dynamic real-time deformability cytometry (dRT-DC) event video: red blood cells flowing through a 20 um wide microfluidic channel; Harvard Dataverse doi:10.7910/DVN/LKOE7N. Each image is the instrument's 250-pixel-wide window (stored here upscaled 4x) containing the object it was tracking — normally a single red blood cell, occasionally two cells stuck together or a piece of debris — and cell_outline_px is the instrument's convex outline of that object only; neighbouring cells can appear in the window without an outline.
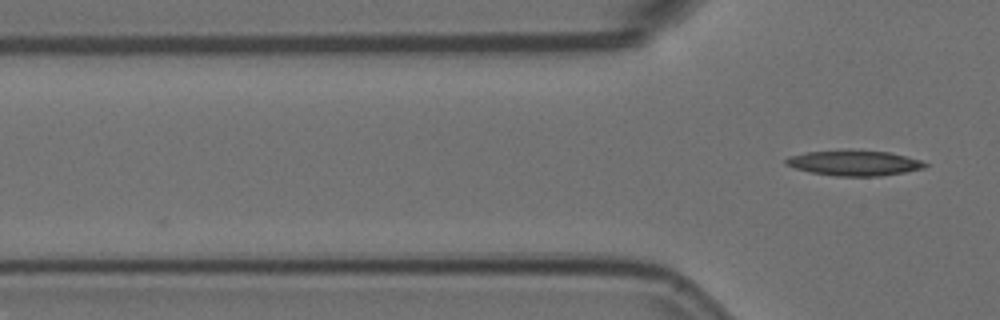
{"species": "Egyptian fruit bat (a non-hibernating species)", "species_latin": "Rousettus aegyptiacus", "temperature_condition": "room temperature", "stored_images_in_passage": 3, "camera_frame_rate_fps": 3000, "um_per_image_px": 0.085, "animal": {"sex": "female"}, "frame": {"image": 1, "passage_image": 3, "time_ms": 0.667, "image_size_px": [1000, 320], "cell_outline_px": [[928, 164], [924, 168], [904, 172], [880, 176], [836, 176], [812, 172], [796, 168], [784, 164], [784, 160], [788, 156], [808, 152], [888, 152], [920, 160]], "centroid_in_image_um": [72.6, 13.89], "position_along_channel_um": 53.2, "area_um2": 19.59}}